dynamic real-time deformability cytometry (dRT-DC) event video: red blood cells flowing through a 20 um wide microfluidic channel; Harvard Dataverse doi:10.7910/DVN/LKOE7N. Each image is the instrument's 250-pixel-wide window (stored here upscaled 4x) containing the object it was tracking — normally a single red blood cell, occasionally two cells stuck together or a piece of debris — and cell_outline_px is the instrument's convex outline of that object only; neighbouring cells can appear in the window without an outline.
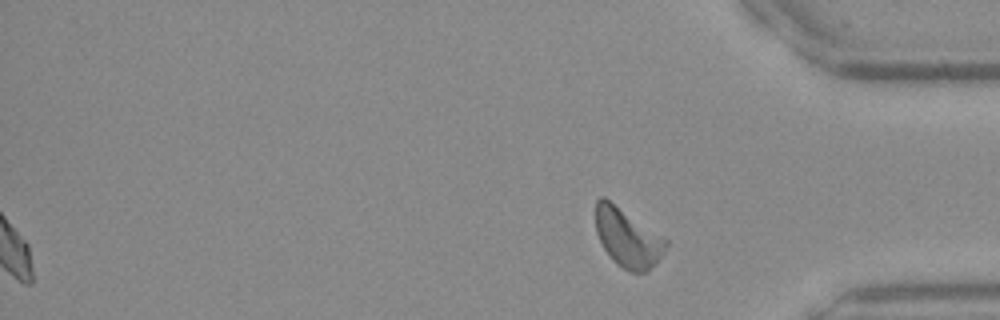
{"species": "Egyptian fruit bat (a non-hibernating species)", "species_latin": "Rousettus aegyptiacus", "temperature_condition": "warm", "stored_images_in_passage": 44, "segment_of_instrument_passage": [2, 2], "camera_frame_rate_fps": 3000, "um_per_image_px": 0.085, "frame": {"image": 1, "passage_image": 44, "time_ms": 14.333, "image_size_px": [1000, 320], "cell_outline_px": [[668, 244], [664, 252], [656, 264], [644, 272], [632, 272], [616, 264], [612, 260], [604, 248], [596, 232], [596, 200], [600, 196], [604, 196], [668, 240]], "centroid_in_image_um": [53.34, 20.21], "position_along_channel_um": 381.9, "area_um2": 23.81}}